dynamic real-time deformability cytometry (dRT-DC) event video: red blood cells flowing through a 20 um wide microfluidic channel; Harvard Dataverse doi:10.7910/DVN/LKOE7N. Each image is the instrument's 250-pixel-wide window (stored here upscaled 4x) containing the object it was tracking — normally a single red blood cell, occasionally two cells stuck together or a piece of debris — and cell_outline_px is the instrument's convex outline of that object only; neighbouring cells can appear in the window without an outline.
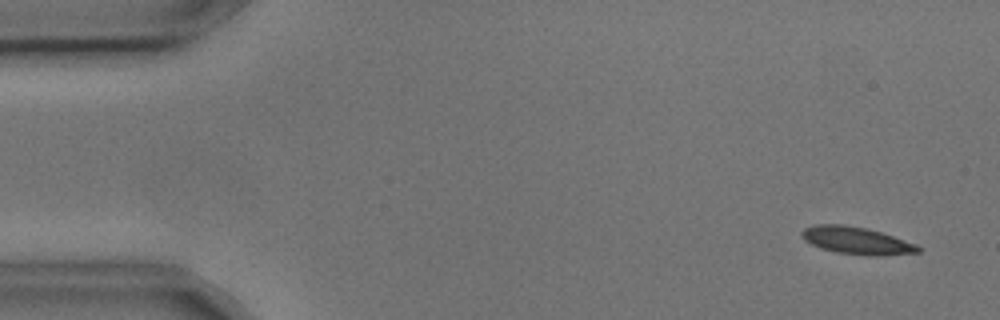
{"species": "common noctule bat (a hibernating species)", "species_latin": "Nyctalus noctula", "temperature_condition": "cold", "stored_images_in_passage": 3, "camera_frame_rate_fps": 3000, "um_per_image_px": 0.085, "animal": {"sex": "male", "body_mass_g": 17.9, "forearm_length_mm": 54.2}, "frame": {"image": 1, "passage_image": 1, "time_ms": 0.0, "image_size_px": [1000, 320], "cell_outline_px": [[920, 252], [884, 256], [872, 256], [836, 252], [820, 248], [804, 240], [800, 236], [800, 232], [804, 228], [816, 224], [840, 224], [868, 228], [916, 244], [920, 248]], "centroid_in_image_um": [72.78, 20.45], "position_along_channel_um": 12.2, "area_um2": 18.55}}